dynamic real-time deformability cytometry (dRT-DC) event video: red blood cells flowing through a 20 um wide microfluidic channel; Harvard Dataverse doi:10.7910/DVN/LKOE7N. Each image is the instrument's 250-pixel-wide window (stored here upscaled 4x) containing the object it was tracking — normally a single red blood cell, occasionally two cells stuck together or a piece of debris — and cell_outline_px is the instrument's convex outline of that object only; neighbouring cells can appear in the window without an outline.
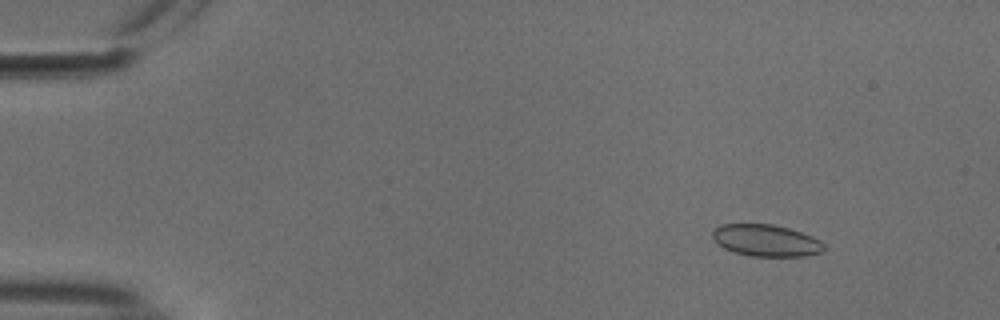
{"species": "common noctule bat (a hibernating species)", "species_latin": "Nyctalus noctula", "temperature_condition": "cold", "stored_images_in_passage": 55, "camera_frame_rate_fps": 3000, "um_per_image_px": 0.085, "animal": {"sex": "male", "body_mass_g": 18.8}, "frame": {"image": 1, "passage_image": 7, "time_ms": 2.0, "image_size_px": [1000, 320], "cell_outline_px": [[824, 248], [820, 252], [804, 256], [752, 256], [736, 252], [724, 248], [712, 240], [712, 232], [720, 224], [772, 224], [788, 228], [812, 236], [820, 240], [824, 244]], "centroid_in_image_um": [65.09, 20.43], "position_along_channel_um": 19.9, "area_um2": 20.52}}
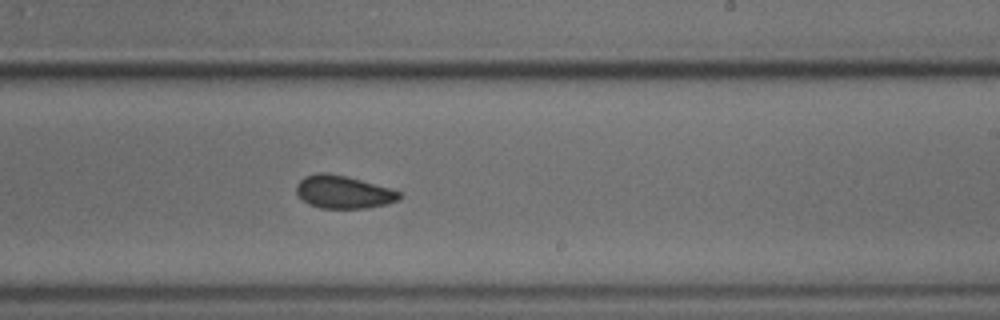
{"frame": {"image": 2, "passage_image": 34, "time_ms": 11.0, "image_size_px": [1000, 320], "cell_outline_px": [[400, 200], [388, 204], [364, 208], [320, 208], [308, 204], [296, 192], [296, 184], [304, 176], [320, 172], [324, 172], [344, 176], [360, 180], [388, 188], [400, 192]], "centroid_in_image_um": [29.16, 16.33], "position_along_channel_um": 259.8, "area_um2": 19.48}}
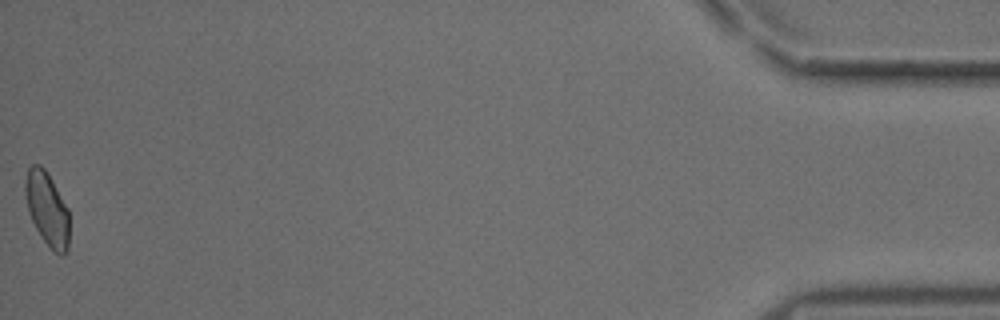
{"frame": {"image": 3, "passage_image": 55, "time_ms": 18.0, "image_size_px": [1000, 320], "cell_outline_px": [[68, 252], [64, 256], [60, 256], [52, 252], [36, 228], [28, 212], [24, 192], [24, 184], [28, 168], [32, 164], [40, 164], [44, 168], [52, 180], [68, 208]], "centroid_in_image_um": [4.0, 17.78], "position_along_channel_um": 431.2, "area_um2": 19.07}, "authors_computed_cell_mechanics": {"area_um2": 19.7098, "velocity_mm_per_s": 3.7422, "shape_relaxation_time_tau1_ms": 3.5637, "shape_relaxation_time_tau2_ms": 2.7342, "deformation_change_tau1": 0.0683, "deformation_change_tau2": 0.0598}}